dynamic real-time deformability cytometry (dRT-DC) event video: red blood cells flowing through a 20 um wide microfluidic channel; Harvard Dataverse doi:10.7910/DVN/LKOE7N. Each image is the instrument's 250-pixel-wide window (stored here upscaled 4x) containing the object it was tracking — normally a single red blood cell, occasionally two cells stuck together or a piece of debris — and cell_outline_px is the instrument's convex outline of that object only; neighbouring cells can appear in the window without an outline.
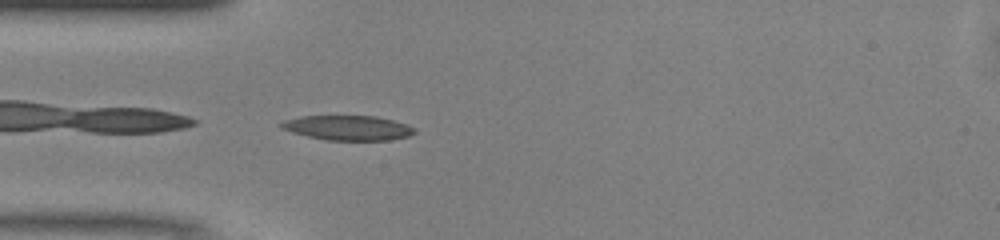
{"species": "common noctule bat (a hibernating species)", "species_latin": "Nyctalus noctula", "temperature_condition": "warm", "stored_images_in_passage": 34, "camera_frame_rate_fps": 3000, "um_per_image_px": 0.085, "animal": {"sex": "male", "body_mass_g": 13.0, "forearm_length_mm": 53.1}, "frame": {"image": 1, "passage_image": 1, "time_ms": 0.0, "image_size_px": [1000, 240], "cell_outline_px": [[416, 132], [408, 136], [388, 140], [328, 140], [308, 136], [292, 132], [280, 128], [280, 124], [284, 120], [300, 116], [376, 116], [408, 124], [416, 128]], "centroid_in_image_um": [29.59, 10.86], "position_along_channel_um": 55.4, "area_um2": 19.19}}
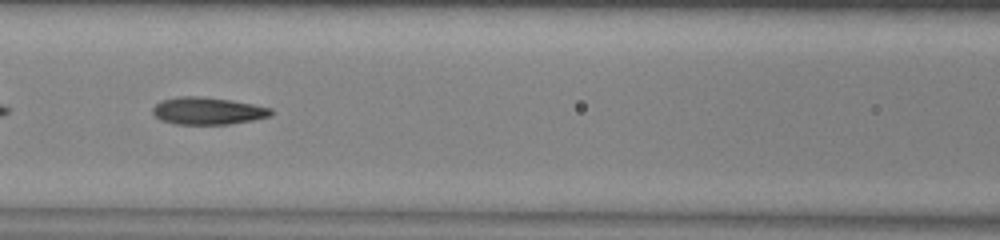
{"frame": {"image": 2, "passage_image": 8, "time_ms": 2.333, "image_size_px": [1000, 240], "cell_outline_px": [[272, 116], [252, 120], [228, 124], [176, 124], [160, 120], [152, 112], [152, 108], [160, 100], [180, 96], [200, 96], [232, 100], [272, 108]], "centroid_in_image_um": [17.64, 9.42], "position_along_channel_um": 149.0, "area_um2": 18.84}}
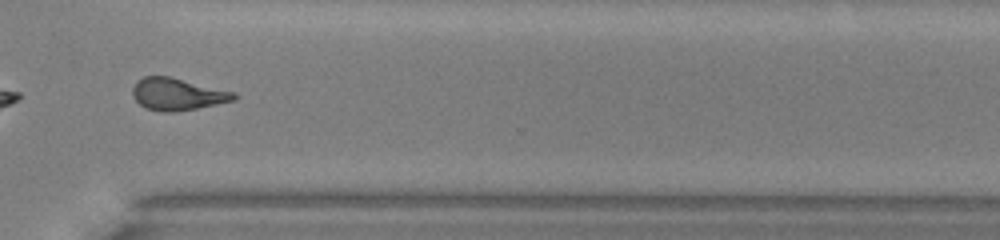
{"frame": {"image": 3, "passage_image": 23, "time_ms": 7.333, "image_size_px": [1000, 240], "cell_outline_px": [[236, 100], [196, 108], [172, 112], [164, 112], [148, 108], [140, 104], [132, 96], [132, 88], [136, 80], [144, 76], [172, 76], [236, 92]], "centroid_in_image_um": [15.08, 7.98], "position_along_channel_um": 355.5, "area_um2": 19.07}, "authors_computed_cell_mechanics": {"area_um2": 18.3226, "velocity_mm_per_s": 4.1432, "shape_relaxation_time_tau1_ms": 8.6778, "shape_relaxation_time_tau2_ms": 2.0659, "deformation_change_tau1": 0.24, "deformation_change_tau2": 0.1057}}